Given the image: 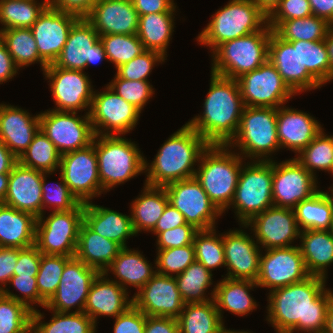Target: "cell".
<instances>
[{"mask_svg": "<svg viewBox=\"0 0 333 333\" xmlns=\"http://www.w3.org/2000/svg\"><path fill=\"white\" fill-rule=\"evenodd\" d=\"M327 279L310 275L303 281L268 294L266 321L276 333H322L326 311L333 302Z\"/></svg>", "mask_w": 333, "mask_h": 333, "instance_id": "cell-1", "label": "cell"}, {"mask_svg": "<svg viewBox=\"0 0 333 333\" xmlns=\"http://www.w3.org/2000/svg\"><path fill=\"white\" fill-rule=\"evenodd\" d=\"M210 74L203 112L186 123L209 144L227 145L238 131L245 105L236 79Z\"/></svg>", "mask_w": 333, "mask_h": 333, "instance_id": "cell-2", "label": "cell"}, {"mask_svg": "<svg viewBox=\"0 0 333 333\" xmlns=\"http://www.w3.org/2000/svg\"><path fill=\"white\" fill-rule=\"evenodd\" d=\"M208 145L209 143L186 123L161 145L151 163L145 158L144 183L165 187L170 183L195 177V166Z\"/></svg>", "mask_w": 333, "mask_h": 333, "instance_id": "cell-3", "label": "cell"}, {"mask_svg": "<svg viewBox=\"0 0 333 333\" xmlns=\"http://www.w3.org/2000/svg\"><path fill=\"white\" fill-rule=\"evenodd\" d=\"M243 162L237 152L221 144H209L200 156L195 178L222 214L234 198Z\"/></svg>", "mask_w": 333, "mask_h": 333, "instance_id": "cell-4", "label": "cell"}, {"mask_svg": "<svg viewBox=\"0 0 333 333\" xmlns=\"http://www.w3.org/2000/svg\"><path fill=\"white\" fill-rule=\"evenodd\" d=\"M98 174L105 193L145 173V156L138 144L123 135H95L92 141Z\"/></svg>", "mask_w": 333, "mask_h": 333, "instance_id": "cell-5", "label": "cell"}, {"mask_svg": "<svg viewBox=\"0 0 333 333\" xmlns=\"http://www.w3.org/2000/svg\"><path fill=\"white\" fill-rule=\"evenodd\" d=\"M211 18L196 38L211 53L220 44L260 31L268 24V17L252 0H229Z\"/></svg>", "mask_w": 333, "mask_h": 333, "instance_id": "cell-6", "label": "cell"}, {"mask_svg": "<svg viewBox=\"0 0 333 333\" xmlns=\"http://www.w3.org/2000/svg\"><path fill=\"white\" fill-rule=\"evenodd\" d=\"M227 145L237 148L235 151L239 150L237 153L245 160L273 161L272 154L281 149L277 108L245 106L238 131Z\"/></svg>", "mask_w": 333, "mask_h": 333, "instance_id": "cell-7", "label": "cell"}, {"mask_svg": "<svg viewBox=\"0 0 333 333\" xmlns=\"http://www.w3.org/2000/svg\"><path fill=\"white\" fill-rule=\"evenodd\" d=\"M272 29L268 24L260 31L220 44L212 53L211 73L237 79L256 70L268 60Z\"/></svg>", "mask_w": 333, "mask_h": 333, "instance_id": "cell-8", "label": "cell"}, {"mask_svg": "<svg viewBox=\"0 0 333 333\" xmlns=\"http://www.w3.org/2000/svg\"><path fill=\"white\" fill-rule=\"evenodd\" d=\"M247 163V164H246ZM273 161H249L241 167L230 208L239 224L274 206L272 199Z\"/></svg>", "mask_w": 333, "mask_h": 333, "instance_id": "cell-9", "label": "cell"}, {"mask_svg": "<svg viewBox=\"0 0 333 333\" xmlns=\"http://www.w3.org/2000/svg\"><path fill=\"white\" fill-rule=\"evenodd\" d=\"M42 214L36 220L35 245L45 255L74 257L79 231L84 222V203L69 211Z\"/></svg>", "mask_w": 333, "mask_h": 333, "instance_id": "cell-10", "label": "cell"}, {"mask_svg": "<svg viewBox=\"0 0 333 333\" xmlns=\"http://www.w3.org/2000/svg\"><path fill=\"white\" fill-rule=\"evenodd\" d=\"M141 112L108 85L94 90L89 118L95 135H125L138 124Z\"/></svg>", "mask_w": 333, "mask_h": 333, "instance_id": "cell-11", "label": "cell"}, {"mask_svg": "<svg viewBox=\"0 0 333 333\" xmlns=\"http://www.w3.org/2000/svg\"><path fill=\"white\" fill-rule=\"evenodd\" d=\"M56 111L40 112V129L62 155L92 144L95 136L89 113Z\"/></svg>", "mask_w": 333, "mask_h": 333, "instance_id": "cell-12", "label": "cell"}, {"mask_svg": "<svg viewBox=\"0 0 333 333\" xmlns=\"http://www.w3.org/2000/svg\"><path fill=\"white\" fill-rule=\"evenodd\" d=\"M236 80L248 107L278 108L296 96L269 60Z\"/></svg>", "mask_w": 333, "mask_h": 333, "instance_id": "cell-13", "label": "cell"}, {"mask_svg": "<svg viewBox=\"0 0 333 333\" xmlns=\"http://www.w3.org/2000/svg\"><path fill=\"white\" fill-rule=\"evenodd\" d=\"M85 71L64 69L54 64L43 71L44 79L49 80L56 111L89 113L94 94L92 81Z\"/></svg>", "mask_w": 333, "mask_h": 333, "instance_id": "cell-14", "label": "cell"}, {"mask_svg": "<svg viewBox=\"0 0 333 333\" xmlns=\"http://www.w3.org/2000/svg\"><path fill=\"white\" fill-rule=\"evenodd\" d=\"M164 188L169 203L198 230L215 228L216 220L223 216L195 177L170 183Z\"/></svg>", "mask_w": 333, "mask_h": 333, "instance_id": "cell-15", "label": "cell"}, {"mask_svg": "<svg viewBox=\"0 0 333 333\" xmlns=\"http://www.w3.org/2000/svg\"><path fill=\"white\" fill-rule=\"evenodd\" d=\"M59 170L70 192L79 202L88 203L105 194L99 179L98 159L93 144L62 154Z\"/></svg>", "mask_w": 333, "mask_h": 333, "instance_id": "cell-16", "label": "cell"}, {"mask_svg": "<svg viewBox=\"0 0 333 333\" xmlns=\"http://www.w3.org/2000/svg\"><path fill=\"white\" fill-rule=\"evenodd\" d=\"M264 251L260 255L259 275L256 280L258 287L268 288L270 292L310 276L299 246Z\"/></svg>", "mask_w": 333, "mask_h": 333, "instance_id": "cell-17", "label": "cell"}, {"mask_svg": "<svg viewBox=\"0 0 333 333\" xmlns=\"http://www.w3.org/2000/svg\"><path fill=\"white\" fill-rule=\"evenodd\" d=\"M318 179L295 158L273 160L272 199L274 206L291 208L310 198L319 189Z\"/></svg>", "mask_w": 333, "mask_h": 333, "instance_id": "cell-18", "label": "cell"}, {"mask_svg": "<svg viewBox=\"0 0 333 333\" xmlns=\"http://www.w3.org/2000/svg\"><path fill=\"white\" fill-rule=\"evenodd\" d=\"M242 228L252 231L263 250L295 246L301 231L294 210L276 206L255 215L248 223L242 224Z\"/></svg>", "mask_w": 333, "mask_h": 333, "instance_id": "cell-19", "label": "cell"}, {"mask_svg": "<svg viewBox=\"0 0 333 333\" xmlns=\"http://www.w3.org/2000/svg\"><path fill=\"white\" fill-rule=\"evenodd\" d=\"M99 273L75 256L71 257L65 264L58 289L46 303L45 309L55 312H83L91 285Z\"/></svg>", "mask_w": 333, "mask_h": 333, "instance_id": "cell-20", "label": "cell"}, {"mask_svg": "<svg viewBox=\"0 0 333 333\" xmlns=\"http://www.w3.org/2000/svg\"><path fill=\"white\" fill-rule=\"evenodd\" d=\"M104 60L107 57L99 34L86 19H78L54 65L84 71L90 64L96 65Z\"/></svg>", "mask_w": 333, "mask_h": 333, "instance_id": "cell-21", "label": "cell"}, {"mask_svg": "<svg viewBox=\"0 0 333 333\" xmlns=\"http://www.w3.org/2000/svg\"><path fill=\"white\" fill-rule=\"evenodd\" d=\"M268 60L296 95L322 87L307 68L301 65L300 40H283L272 30L268 46Z\"/></svg>", "mask_w": 333, "mask_h": 333, "instance_id": "cell-22", "label": "cell"}, {"mask_svg": "<svg viewBox=\"0 0 333 333\" xmlns=\"http://www.w3.org/2000/svg\"><path fill=\"white\" fill-rule=\"evenodd\" d=\"M133 305L146 316L178 318L184 308L174 276L156 273L134 293Z\"/></svg>", "mask_w": 333, "mask_h": 333, "instance_id": "cell-23", "label": "cell"}, {"mask_svg": "<svg viewBox=\"0 0 333 333\" xmlns=\"http://www.w3.org/2000/svg\"><path fill=\"white\" fill-rule=\"evenodd\" d=\"M229 230L223 234L226 275L232 279L257 280L259 275L260 255L263 251L252 237L242 229Z\"/></svg>", "mask_w": 333, "mask_h": 333, "instance_id": "cell-24", "label": "cell"}, {"mask_svg": "<svg viewBox=\"0 0 333 333\" xmlns=\"http://www.w3.org/2000/svg\"><path fill=\"white\" fill-rule=\"evenodd\" d=\"M77 17L47 7L30 28L35 38L38 54L51 65L57 60L64 47L71 27Z\"/></svg>", "mask_w": 333, "mask_h": 333, "instance_id": "cell-25", "label": "cell"}, {"mask_svg": "<svg viewBox=\"0 0 333 333\" xmlns=\"http://www.w3.org/2000/svg\"><path fill=\"white\" fill-rule=\"evenodd\" d=\"M45 172L25 167L17 162L10 174L3 204L39 218L42 215V188Z\"/></svg>", "mask_w": 333, "mask_h": 333, "instance_id": "cell-26", "label": "cell"}, {"mask_svg": "<svg viewBox=\"0 0 333 333\" xmlns=\"http://www.w3.org/2000/svg\"><path fill=\"white\" fill-rule=\"evenodd\" d=\"M40 129V113L31 115L28 110L0 103V140L19 158L29 147Z\"/></svg>", "mask_w": 333, "mask_h": 333, "instance_id": "cell-27", "label": "cell"}, {"mask_svg": "<svg viewBox=\"0 0 333 333\" xmlns=\"http://www.w3.org/2000/svg\"><path fill=\"white\" fill-rule=\"evenodd\" d=\"M322 125L307 112L280 106L277 108V131L281 149L291 150L295 157L322 131Z\"/></svg>", "mask_w": 333, "mask_h": 333, "instance_id": "cell-28", "label": "cell"}, {"mask_svg": "<svg viewBox=\"0 0 333 333\" xmlns=\"http://www.w3.org/2000/svg\"><path fill=\"white\" fill-rule=\"evenodd\" d=\"M111 279L104 272L99 273L87 296L83 312L96 325L99 323L97 321L101 316L116 318L133 305V297H129L128 294L130 292H127L121 285Z\"/></svg>", "mask_w": 333, "mask_h": 333, "instance_id": "cell-29", "label": "cell"}, {"mask_svg": "<svg viewBox=\"0 0 333 333\" xmlns=\"http://www.w3.org/2000/svg\"><path fill=\"white\" fill-rule=\"evenodd\" d=\"M138 19L132 0H98L86 18L99 36L136 34Z\"/></svg>", "mask_w": 333, "mask_h": 333, "instance_id": "cell-30", "label": "cell"}, {"mask_svg": "<svg viewBox=\"0 0 333 333\" xmlns=\"http://www.w3.org/2000/svg\"><path fill=\"white\" fill-rule=\"evenodd\" d=\"M84 223L95 233L127 247V240L136 236L131 215L96 205L92 201L84 203Z\"/></svg>", "mask_w": 333, "mask_h": 333, "instance_id": "cell-31", "label": "cell"}, {"mask_svg": "<svg viewBox=\"0 0 333 333\" xmlns=\"http://www.w3.org/2000/svg\"><path fill=\"white\" fill-rule=\"evenodd\" d=\"M142 254L140 250L122 247L104 273L109 275L112 272L115 277L112 280L127 292L128 287L139 291L157 273L156 265L153 267Z\"/></svg>", "mask_w": 333, "mask_h": 333, "instance_id": "cell-32", "label": "cell"}, {"mask_svg": "<svg viewBox=\"0 0 333 333\" xmlns=\"http://www.w3.org/2000/svg\"><path fill=\"white\" fill-rule=\"evenodd\" d=\"M215 285L213 300L223 323V310L243 317L257 309L258 303L250 294L258 288L255 281L224 277Z\"/></svg>", "mask_w": 333, "mask_h": 333, "instance_id": "cell-33", "label": "cell"}, {"mask_svg": "<svg viewBox=\"0 0 333 333\" xmlns=\"http://www.w3.org/2000/svg\"><path fill=\"white\" fill-rule=\"evenodd\" d=\"M299 239L300 244L297 245L308 273L327 279V267L333 263V235L330 230H301Z\"/></svg>", "mask_w": 333, "mask_h": 333, "instance_id": "cell-34", "label": "cell"}, {"mask_svg": "<svg viewBox=\"0 0 333 333\" xmlns=\"http://www.w3.org/2000/svg\"><path fill=\"white\" fill-rule=\"evenodd\" d=\"M36 220L30 213L0 203V247L27 248L34 245Z\"/></svg>", "mask_w": 333, "mask_h": 333, "instance_id": "cell-35", "label": "cell"}, {"mask_svg": "<svg viewBox=\"0 0 333 333\" xmlns=\"http://www.w3.org/2000/svg\"><path fill=\"white\" fill-rule=\"evenodd\" d=\"M122 247L92 231L84 222L79 231L75 257L85 265L103 273Z\"/></svg>", "mask_w": 333, "mask_h": 333, "instance_id": "cell-36", "label": "cell"}, {"mask_svg": "<svg viewBox=\"0 0 333 333\" xmlns=\"http://www.w3.org/2000/svg\"><path fill=\"white\" fill-rule=\"evenodd\" d=\"M169 203L164 187L144 183L141 194L130 203V215L135 234L151 232Z\"/></svg>", "mask_w": 333, "mask_h": 333, "instance_id": "cell-37", "label": "cell"}, {"mask_svg": "<svg viewBox=\"0 0 333 333\" xmlns=\"http://www.w3.org/2000/svg\"><path fill=\"white\" fill-rule=\"evenodd\" d=\"M175 13H149L139 16L136 35L146 50L167 56L175 27Z\"/></svg>", "mask_w": 333, "mask_h": 333, "instance_id": "cell-38", "label": "cell"}, {"mask_svg": "<svg viewBox=\"0 0 333 333\" xmlns=\"http://www.w3.org/2000/svg\"><path fill=\"white\" fill-rule=\"evenodd\" d=\"M177 320L179 333H225L227 329L214 300L185 304Z\"/></svg>", "mask_w": 333, "mask_h": 333, "instance_id": "cell-39", "label": "cell"}, {"mask_svg": "<svg viewBox=\"0 0 333 333\" xmlns=\"http://www.w3.org/2000/svg\"><path fill=\"white\" fill-rule=\"evenodd\" d=\"M300 230H330L333 217V197L329 191L319 190L294 208Z\"/></svg>", "mask_w": 333, "mask_h": 333, "instance_id": "cell-40", "label": "cell"}, {"mask_svg": "<svg viewBox=\"0 0 333 333\" xmlns=\"http://www.w3.org/2000/svg\"><path fill=\"white\" fill-rule=\"evenodd\" d=\"M52 317L45 322L44 313L32 311L31 326L35 333H96L97 325L84 312H55L49 310Z\"/></svg>", "mask_w": 333, "mask_h": 333, "instance_id": "cell-41", "label": "cell"}, {"mask_svg": "<svg viewBox=\"0 0 333 333\" xmlns=\"http://www.w3.org/2000/svg\"><path fill=\"white\" fill-rule=\"evenodd\" d=\"M212 276L213 274L198 261H194L181 274L175 276L184 303H203L213 300L216 285L211 293L207 291L214 284ZM207 292L209 297L206 295Z\"/></svg>", "mask_w": 333, "mask_h": 333, "instance_id": "cell-42", "label": "cell"}, {"mask_svg": "<svg viewBox=\"0 0 333 333\" xmlns=\"http://www.w3.org/2000/svg\"><path fill=\"white\" fill-rule=\"evenodd\" d=\"M0 38L4 41L8 53L18 69L38 63L41 70L44 71L48 66L38 54L36 41L30 28L1 30Z\"/></svg>", "mask_w": 333, "mask_h": 333, "instance_id": "cell-43", "label": "cell"}, {"mask_svg": "<svg viewBox=\"0 0 333 333\" xmlns=\"http://www.w3.org/2000/svg\"><path fill=\"white\" fill-rule=\"evenodd\" d=\"M48 6V0H0V31L31 28Z\"/></svg>", "mask_w": 333, "mask_h": 333, "instance_id": "cell-44", "label": "cell"}, {"mask_svg": "<svg viewBox=\"0 0 333 333\" xmlns=\"http://www.w3.org/2000/svg\"><path fill=\"white\" fill-rule=\"evenodd\" d=\"M60 161L61 154L41 129L35 134L29 147L18 158L21 165L45 173L59 171Z\"/></svg>", "mask_w": 333, "mask_h": 333, "instance_id": "cell-45", "label": "cell"}, {"mask_svg": "<svg viewBox=\"0 0 333 333\" xmlns=\"http://www.w3.org/2000/svg\"><path fill=\"white\" fill-rule=\"evenodd\" d=\"M332 26L326 19L311 15L282 21L273 31L286 41H319L325 40Z\"/></svg>", "mask_w": 333, "mask_h": 333, "instance_id": "cell-46", "label": "cell"}, {"mask_svg": "<svg viewBox=\"0 0 333 333\" xmlns=\"http://www.w3.org/2000/svg\"><path fill=\"white\" fill-rule=\"evenodd\" d=\"M294 158L314 177L317 170L331 173L333 177V135H327L323 128Z\"/></svg>", "mask_w": 333, "mask_h": 333, "instance_id": "cell-47", "label": "cell"}, {"mask_svg": "<svg viewBox=\"0 0 333 333\" xmlns=\"http://www.w3.org/2000/svg\"><path fill=\"white\" fill-rule=\"evenodd\" d=\"M300 57L302 67L323 86L333 80L329 55L325 40L304 41L300 40Z\"/></svg>", "mask_w": 333, "mask_h": 333, "instance_id": "cell-48", "label": "cell"}, {"mask_svg": "<svg viewBox=\"0 0 333 333\" xmlns=\"http://www.w3.org/2000/svg\"><path fill=\"white\" fill-rule=\"evenodd\" d=\"M216 227L198 230L194 236L195 261L202 263L211 273L215 268L225 267L223 233L217 234Z\"/></svg>", "mask_w": 333, "mask_h": 333, "instance_id": "cell-49", "label": "cell"}, {"mask_svg": "<svg viewBox=\"0 0 333 333\" xmlns=\"http://www.w3.org/2000/svg\"><path fill=\"white\" fill-rule=\"evenodd\" d=\"M100 41L107 61L114 64L115 69L146 51L136 34H106L100 36Z\"/></svg>", "mask_w": 333, "mask_h": 333, "instance_id": "cell-50", "label": "cell"}, {"mask_svg": "<svg viewBox=\"0 0 333 333\" xmlns=\"http://www.w3.org/2000/svg\"><path fill=\"white\" fill-rule=\"evenodd\" d=\"M71 257L41 253L36 282L39 295L48 302L56 293L66 262Z\"/></svg>", "mask_w": 333, "mask_h": 333, "instance_id": "cell-51", "label": "cell"}, {"mask_svg": "<svg viewBox=\"0 0 333 333\" xmlns=\"http://www.w3.org/2000/svg\"><path fill=\"white\" fill-rule=\"evenodd\" d=\"M32 311L0 292V333H23L31 326Z\"/></svg>", "mask_w": 333, "mask_h": 333, "instance_id": "cell-52", "label": "cell"}, {"mask_svg": "<svg viewBox=\"0 0 333 333\" xmlns=\"http://www.w3.org/2000/svg\"><path fill=\"white\" fill-rule=\"evenodd\" d=\"M156 253V259H154L156 272L162 275L175 277L195 261V247L193 243L170 249H157Z\"/></svg>", "mask_w": 333, "mask_h": 333, "instance_id": "cell-53", "label": "cell"}, {"mask_svg": "<svg viewBox=\"0 0 333 333\" xmlns=\"http://www.w3.org/2000/svg\"><path fill=\"white\" fill-rule=\"evenodd\" d=\"M117 95L136 107L141 113L155 94V88L150 81L127 80L115 74L107 84Z\"/></svg>", "mask_w": 333, "mask_h": 333, "instance_id": "cell-54", "label": "cell"}, {"mask_svg": "<svg viewBox=\"0 0 333 333\" xmlns=\"http://www.w3.org/2000/svg\"><path fill=\"white\" fill-rule=\"evenodd\" d=\"M52 174L54 173H44L43 181L41 184L42 214L44 215L46 212L44 210H46L47 208L50 209V211L52 210V212L69 211L74 209L80 203L77 198L70 192L60 173V180H58L60 182H56L54 186L48 185L50 183H47V177Z\"/></svg>", "mask_w": 333, "mask_h": 333, "instance_id": "cell-55", "label": "cell"}, {"mask_svg": "<svg viewBox=\"0 0 333 333\" xmlns=\"http://www.w3.org/2000/svg\"><path fill=\"white\" fill-rule=\"evenodd\" d=\"M167 60L161 53L153 50H146L129 62L116 69V74L127 80L149 81L147 78L157 64Z\"/></svg>", "mask_w": 333, "mask_h": 333, "instance_id": "cell-56", "label": "cell"}, {"mask_svg": "<svg viewBox=\"0 0 333 333\" xmlns=\"http://www.w3.org/2000/svg\"><path fill=\"white\" fill-rule=\"evenodd\" d=\"M8 285L16 288L22 296L11 292L8 288L2 291L5 296L25 304L31 311H35L38 305L42 308L46 307L47 302L39 295L36 277L13 275Z\"/></svg>", "mask_w": 333, "mask_h": 333, "instance_id": "cell-57", "label": "cell"}, {"mask_svg": "<svg viewBox=\"0 0 333 333\" xmlns=\"http://www.w3.org/2000/svg\"><path fill=\"white\" fill-rule=\"evenodd\" d=\"M313 15L308 0H281L268 16V26L274 30L282 21L305 18Z\"/></svg>", "mask_w": 333, "mask_h": 333, "instance_id": "cell-58", "label": "cell"}, {"mask_svg": "<svg viewBox=\"0 0 333 333\" xmlns=\"http://www.w3.org/2000/svg\"><path fill=\"white\" fill-rule=\"evenodd\" d=\"M198 229L192 224H184L166 231L160 232L156 236V249H170L187 246L193 243L194 236Z\"/></svg>", "mask_w": 333, "mask_h": 333, "instance_id": "cell-59", "label": "cell"}, {"mask_svg": "<svg viewBox=\"0 0 333 333\" xmlns=\"http://www.w3.org/2000/svg\"><path fill=\"white\" fill-rule=\"evenodd\" d=\"M146 315L132 305L114 318L113 333H144Z\"/></svg>", "mask_w": 333, "mask_h": 333, "instance_id": "cell-60", "label": "cell"}, {"mask_svg": "<svg viewBox=\"0 0 333 333\" xmlns=\"http://www.w3.org/2000/svg\"><path fill=\"white\" fill-rule=\"evenodd\" d=\"M40 259L41 252L35 244L27 248H18V259L13 275L36 277Z\"/></svg>", "mask_w": 333, "mask_h": 333, "instance_id": "cell-61", "label": "cell"}, {"mask_svg": "<svg viewBox=\"0 0 333 333\" xmlns=\"http://www.w3.org/2000/svg\"><path fill=\"white\" fill-rule=\"evenodd\" d=\"M98 0H48L49 7L78 19H86Z\"/></svg>", "mask_w": 333, "mask_h": 333, "instance_id": "cell-62", "label": "cell"}, {"mask_svg": "<svg viewBox=\"0 0 333 333\" xmlns=\"http://www.w3.org/2000/svg\"><path fill=\"white\" fill-rule=\"evenodd\" d=\"M18 248L0 247V292L7 288L17 264Z\"/></svg>", "mask_w": 333, "mask_h": 333, "instance_id": "cell-63", "label": "cell"}, {"mask_svg": "<svg viewBox=\"0 0 333 333\" xmlns=\"http://www.w3.org/2000/svg\"><path fill=\"white\" fill-rule=\"evenodd\" d=\"M132 3L138 16L149 13H176L178 9L174 0H132Z\"/></svg>", "mask_w": 333, "mask_h": 333, "instance_id": "cell-64", "label": "cell"}, {"mask_svg": "<svg viewBox=\"0 0 333 333\" xmlns=\"http://www.w3.org/2000/svg\"><path fill=\"white\" fill-rule=\"evenodd\" d=\"M187 224L184 215L168 203L163 211V214L151 231L155 236L160 232L172 229L181 225Z\"/></svg>", "mask_w": 333, "mask_h": 333, "instance_id": "cell-65", "label": "cell"}, {"mask_svg": "<svg viewBox=\"0 0 333 333\" xmlns=\"http://www.w3.org/2000/svg\"><path fill=\"white\" fill-rule=\"evenodd\" d=\"M144 333H179V323L172 317L146 316Z\"/></svg>", "mask_w": 333, "mask_h": 333, "instance_id": "cell-66", "label": "cell"}, {"mask_svg": "<svg viewBox=\"0 0 333 333\" xmlns=\"http://www.w3.org/2000/svg\"><path fill=\"white\" fill-rule=\"evenodd\" d=\"M19 69L15 65L11 55L8 53L4 41L0 38V84L14 79Z\"/></svg>", "mask_w": 333, "mask_h": 333, "instance_id": "cell-67", "label": "cell"}, {"mask_svg": "<svg viewBox=\"0 0 333 333\" xmlns=\"http://www.w3.org/2000/svg\"><path fill=\"white\" fill-rule=\"evenodd\" d=\"M313 15L326 19L333 25V0H308Z\"/></svg>", "mask_w": 333, "mask_h": 333, "instance_id": "cell-68", "label": "cell"}, {"mask_svg": "<svg viewBox=\"0 0 333 333\" xmlns=\"http://www.w3.org/2000/svg\"><path fill=\"white\" fill-rule=\"evenodd\" d=\"M18 158L0 140V174H10Z\"/></svg>", "mask_w": 333, "mask_h": 333, "instance_id": "cell-69", "label": "cell"}, {"mask_svg": "<svg viewBox=\"0 0 333 333\" xmlns=\"http://www.w3.org/2000/svg\"><path fill=\"white\" fill-rule=\"evenodd\" d=\"M268 17L275 8L280 4L281 0H252Z\"/></svg>", "mask_w": 333, "mask_h": 333, "instance_id": "cell-70", "label": "cell"}, {"mask_svg": "<svg viewBox=\"0 0 333 333\" xmlns=\"http://www.w3.org/2000/svg\"><path fill=\"white\" fill-rule=\"evenodd\" d=\"M322 333H333V302L326 311L325 325Z\"/></svg>", "mask_w": 333, "mask_h": 333, "instance_id": "cell-71", "label": "cell"}, {"mask_svg": "<svg viewBox=\"0 0 333 333\" xmlns=\"http://www.w3.org/2000/svg\"><path fill=\"white\" fill-rule=\"evenodd\" d=\"M325 43L329 55L331 69L333 71V26L330 28V30L327 33V36L325 38Z\"/></svg>", "mask_w": 333, "mask_h": 333, "instance_id": "cell-72", "label": "cell"}, {"mask_svg": "<svg viewBox=\"0 0 333 333\" xmlns=\"http://www.w3.org/2000/svg\"><path fill=\"white\" fill-rule=\"evenodd\" d=\"M9 182V174H0V203H3Z\"/></svg>", "mask_w": 333, "mask_h": 333, "instance_id": "cell-73", "label": "cell"}, {"mask_svg": "<svg viewBox=\"0 0 333 333\" xmlns=\"http://www.w3.org/2000/svg\"><path fill=\"white\" fill-rule=\"evenodd\" d=\"M225 333H253L252 331L250 332L249 330L245 331V330H241V331H238V330H230V329H226Z\"/></svg>", "mask_w": 333, "mask_h": 333, "instance_id": "cell-74", "label": "cell"}, {"mask_svg": "<svg viewBox=\"0 0 333 333\" xmlns=\"http://www.w3.org/2000/svg\"><path fill=\"white\" fill-rule=\"evenodd\" d=\"M23 333H35L34 329L32 326H30L26 331H24Z\"/></svg>", "mask_w": 333, "mask_h": 333, "instance_id": "cell-75", "label": "cell"}, {"mask_svg": "<svg viewBox=\"0 0 333 333\" xmlns=\"http://www.w3.org/2000/svg\"><path fill=\"white\" fill-rule=\"evenodd\" d=\"M328 189H330V193H331V196L333 197V184H332V186H330Z\"/></svg>", "mask_w": 333, "mask_h": 333, "instance_id": "cell-76", "label": "cell"}, {"mask_svg": "<svg viewBox=\"0 0 333 333\" xmlns=\"http://www.w3.org/2000/svg\"><path fill=\"white\" fill-rule=\"evenodd\" d=\"M330 232L333 235V217H332V223H331V227H330Z\"/></svg>", "mask_w": 333, "mask_h": 333, "instance_id": "cell-77", "label": "cell"}]
</instances>
